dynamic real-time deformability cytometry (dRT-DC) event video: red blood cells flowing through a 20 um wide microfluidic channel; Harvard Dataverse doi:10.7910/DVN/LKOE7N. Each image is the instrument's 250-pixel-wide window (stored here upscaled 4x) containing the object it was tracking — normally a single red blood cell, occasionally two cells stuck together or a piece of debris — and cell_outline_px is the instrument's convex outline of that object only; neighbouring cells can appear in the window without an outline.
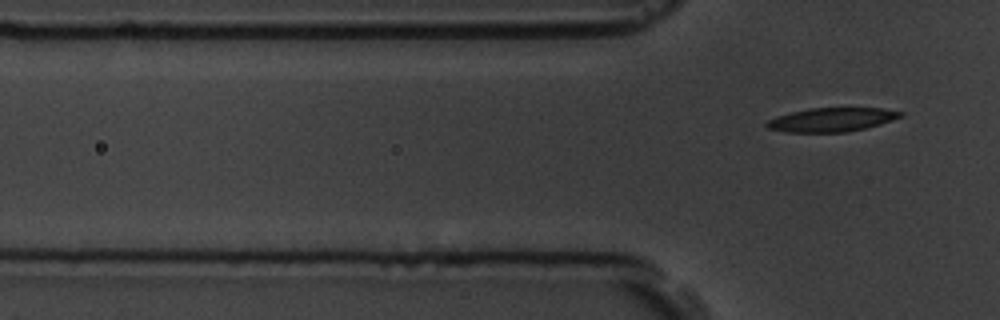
{"species": "common noctule bat (a hibernating species)", "species_latin": "Nyctalus noctula", "temperature_condition": "room temperature", "stored_images_in_passage": 7, "segment_of_instrument_passage": [2, 2], "camera_frame_rate_fps": 3000, "um_per_image_px": 0.085, "animal": {"sex": "male", "body_mass_g": 19.5, "forearm_length_mm": 54.6}, "frame": {"image": 1, "passage_image": 7, "time_ms": 7.0, "image_size_px": [1000, 320], "cell_outline_px": [[904, 116], [880, 124], [864, 128], [844, 132], [788, 132], [768, 128], [764, 124], [768, 120], [776, 116], [808, 108], [880, 108], [904, 112]], "centroid_in_image_um": [70.7, 10.17], "position_along_channel_um": 55.1, "area_um2": 18.5}}